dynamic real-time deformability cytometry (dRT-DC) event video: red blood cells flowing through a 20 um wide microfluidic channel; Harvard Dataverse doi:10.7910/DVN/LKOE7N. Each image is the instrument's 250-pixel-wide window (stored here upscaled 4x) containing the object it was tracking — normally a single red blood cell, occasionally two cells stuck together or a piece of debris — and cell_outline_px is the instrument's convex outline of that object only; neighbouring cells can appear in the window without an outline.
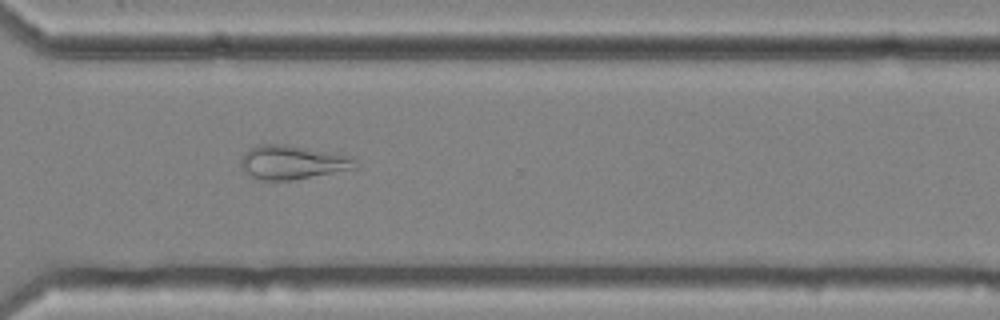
{"species": "common noctule bat (a hibernating species)", "species_latin": "Nyctalus noctula", "temperature_condition": "cold", "stored_images_in_passage": 38, "camera_frame_rate_fps": 3000, "um_per_image_px": 0.085, "animal": {"sex": "female", "body_mass_g": 25.1}, "frame": {"image": 1, "passage_image": 32, "time_ms": 10.333, "image_size_px": [1000, 320], "cell_outline_px": [[356, 168], [292, 180], [264, 180], [252, 176], [240, 164], [240, 160], [244, 152], [248, 148], [256, 144], [284, 144], [336, 152], [352, 156], [356, 160]], "centroid_in_image_um": [24.87, 13.76], "position_along_channel_um": 345.7, "area_um2": 22.66}, "authors_computed_cell_mechanics": {"area_um2": 22.8599, "velocity_mm_per_s": 3.6831, "shape_relaxation_time_tau1_ms": null, "shape_relaxation_time_tau2_ms": 4.9233, "deformation_change_tau1": null, "deformation_change_tau2": 0.1392}}